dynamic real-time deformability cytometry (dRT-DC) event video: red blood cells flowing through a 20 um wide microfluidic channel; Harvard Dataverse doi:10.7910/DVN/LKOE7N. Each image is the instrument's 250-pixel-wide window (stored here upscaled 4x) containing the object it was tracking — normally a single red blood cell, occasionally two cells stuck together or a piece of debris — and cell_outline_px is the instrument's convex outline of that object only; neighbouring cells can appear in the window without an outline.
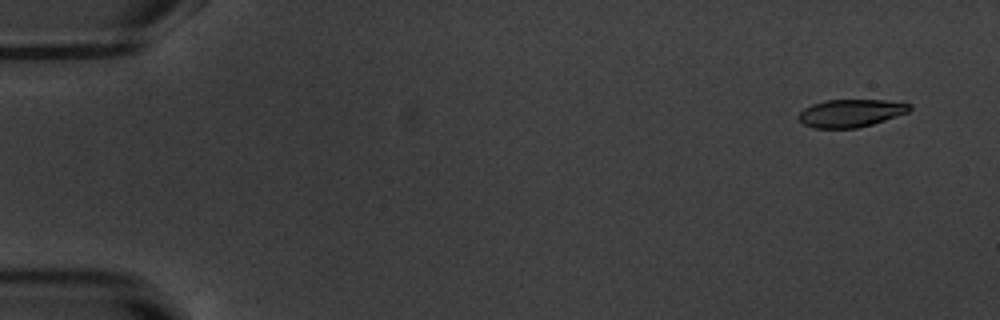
{"species": "common noctule bat (a hibernating species)", "species_latin": "Nyctalus noctula", "temperature_condition": "warm", "stored_images_in_passage": 14, "camera_frame_rate_fps": 3000, "um_per_image_px": 0.085, "animal": {"sex": "male", "body_mass_g": 20.1, "forearm_length_mm": 53.5}, "frame": {"image": 1, "passage_image": 1, "time_ms": 0.0, "image_size_px": [1000, 320], "cell_outline_px": [[912, 108], [908, 112], [872, 124], [856, 128], [812, 128], [804, 124], [796, 116], [804, 108], [812, 104], [824, 100], [884, 100], [912, 104]], "centroid_in_image_um": [72.29, 9.61], "position_along_channel_um": 12.7, "area_um2": 17.92}}
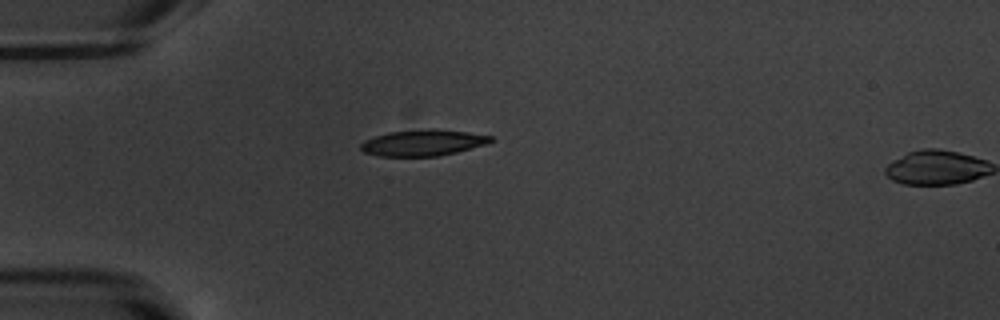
{"frame": {"image": 2, "passage_image": 13, "time_ms": 4.0, "image_size_px": [1000, 320], "cell_outline_px": [[492, 140], [484, 144], [456, 152], [436, 156], [380, 156], [364, 152], [360, 148], [360, 144], [364, 140], [388, 132], [428, 128], [436, 128], [468, 132], [492, 136]], "centroid_in_image_um": [35.92, 12.12], "position_along_channel_um": 49.1, "area_um2": 19.71}}